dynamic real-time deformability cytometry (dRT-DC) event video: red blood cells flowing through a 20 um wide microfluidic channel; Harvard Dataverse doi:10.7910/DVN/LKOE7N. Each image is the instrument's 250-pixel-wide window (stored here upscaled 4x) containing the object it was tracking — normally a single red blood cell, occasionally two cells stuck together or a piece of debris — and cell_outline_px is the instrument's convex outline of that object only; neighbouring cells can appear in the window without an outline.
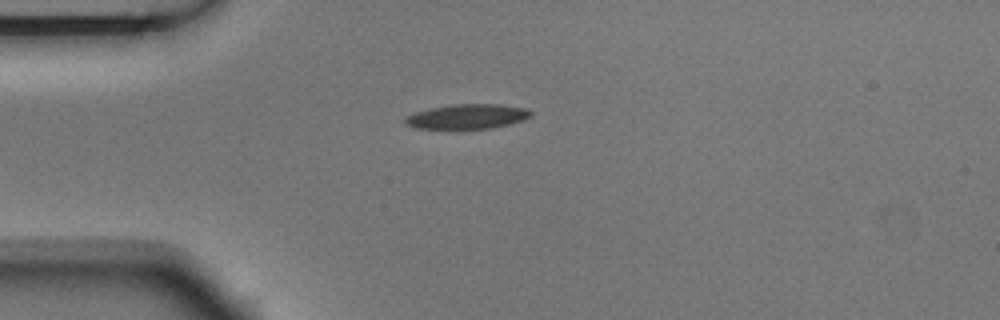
{"species": "Egyptian fruit bat (a non-hibernating species)", "species_latin": "Rousettus aegyptiacus", "temperature_condition": "room temperature", "stored_images_in_passage": 6, "camera_frame_rate_fps": 3000, "um_per_image_px": 0.085, "animal": {"sex": "male"}, "frame": {"image": 1, "passage_image": 6, "time_ms": 1.667, "image_size_px": [1000, 320], "cell_outline_px": [[532, 116], [524, 120], [508, 124], [488, 128], [416, 128], [408, 124], [404, 120], [404, 116], [416, 112], [432, 108], [452, 104], [500, 104], [524, 108], [532, 112]], "centroid_in_image_um": [39.74, 9.89], "position_along_channel_um": 45.3, "area_um2": 17.8}}